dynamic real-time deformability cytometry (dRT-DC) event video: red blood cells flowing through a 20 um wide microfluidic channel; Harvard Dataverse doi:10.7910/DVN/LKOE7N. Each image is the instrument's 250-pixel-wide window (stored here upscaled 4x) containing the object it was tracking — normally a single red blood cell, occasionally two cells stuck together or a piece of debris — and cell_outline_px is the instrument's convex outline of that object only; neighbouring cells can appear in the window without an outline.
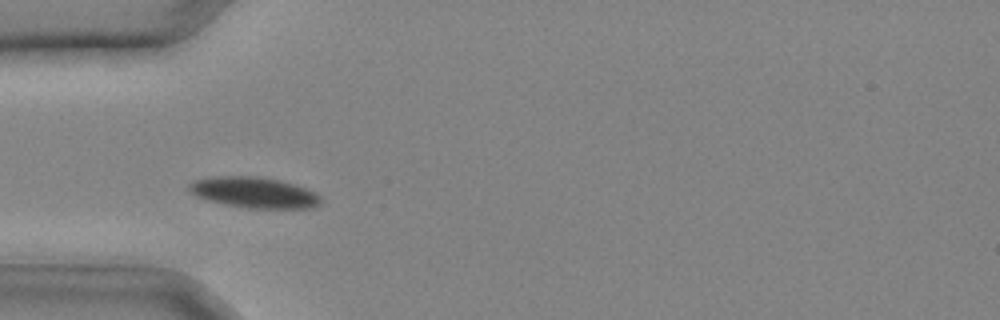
{"species": "common noctule bat (a hibernating species)", "species_latin": "Nyctalus noctula", "temperature_condition": "cold", "stored_images_in_passage": 23, "camera_frame_rate_fps": 3000, "um_per_image_px": 0.085, "animal": {"sex": "male", "body_mass_g": 20.4}, "frame": {"image": 1, "passage_image": 1, "time_ms": 0.0, "image_size_px": [1000, 320], "cell_outline_px": [[320, 204], [312, 208], [248, 208], [224, 204], [208, 200], [196, 196], [188, 192], [188, 184], [192, 180], [208, 176], [256, 176], [280, 180], [296, 184], [316, 192], [320, 196]], "centroid_in_image_um": [21.56, 16.35], "position_along_channel_um": 63.4, "area_um2": 23.99}}
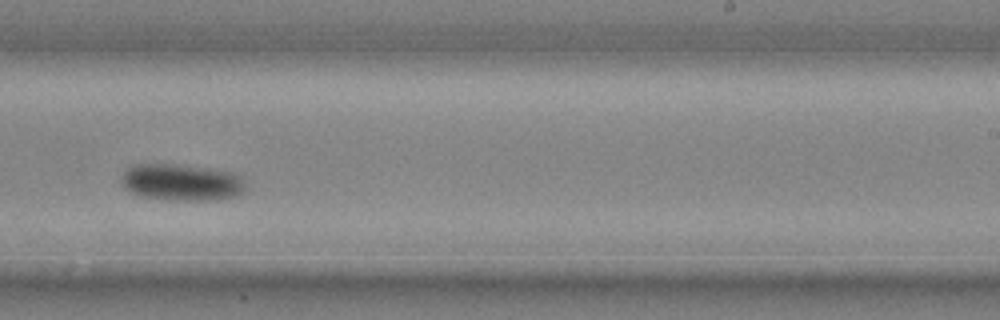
{"frame": {"image": 2, "passage_image": 12, "time_ms": 3.667, "image_size_px": [1000, 320], "cell_outline_px": [[244, 192], [236, 196], [216, 200], [172, 200], [140, 196], [128, 192], [120, 180], [120, 176], [124, 168], [132, 164], [180, 164], [208, 168], [232, 172], [240, 176], [244, 180]], "centroid_in_image_um": [15.38, 15.49], "position_along_channel_um": 273.6, "area_um2": 27.05}}
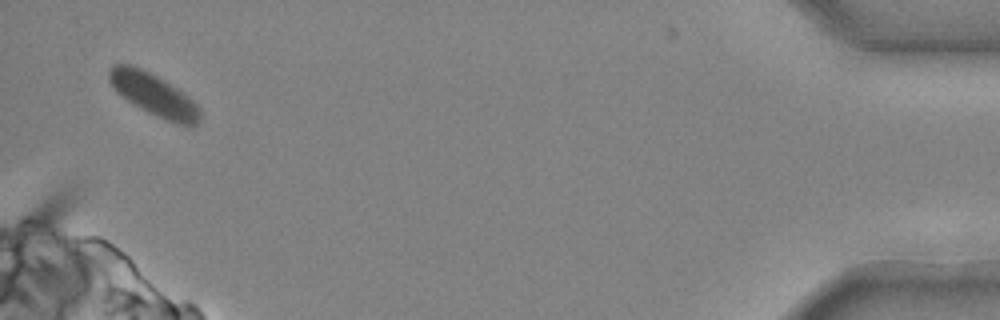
{"frame": {"image": 3, "passage_image": 23, "time_ms": 7.333, "image_size_px": [1000, 320], "cell_outline_px": [[200, 120], [192, 128], [188, 128], [164, 120], [140, 108], [116, 92], [112, 88], [108, 80], [108, 72], [116, 64], [132, 64], [164, 80], [188, 96], [200, 108]], "centroid_in_image_um": [13.09, 8.09], "position_along_channel_um": 422.1, "area_um2": 22.43}}